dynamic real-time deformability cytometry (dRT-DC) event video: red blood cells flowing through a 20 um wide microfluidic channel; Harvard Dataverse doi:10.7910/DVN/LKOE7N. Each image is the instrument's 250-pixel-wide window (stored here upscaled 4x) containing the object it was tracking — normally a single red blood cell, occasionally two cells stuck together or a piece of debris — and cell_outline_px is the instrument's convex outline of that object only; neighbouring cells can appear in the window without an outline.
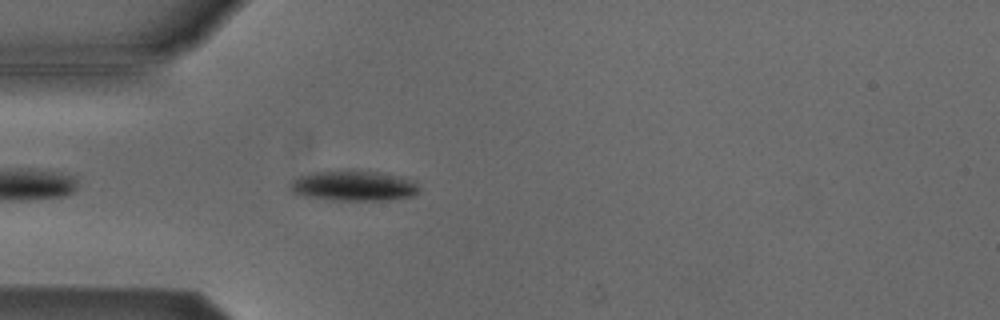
{"species": "Egyptian fruit bat (a non-hibernating species)", "species_latin": "Rousettus aegyptiacus", "temperature_condition": "cold", "stored_images_in_passage": 45, "camera_frame_rate_fps": 3000, "um_per_image_px": 0.085, "animal": {"sex": "male"}, "frame": {"image": 1, "passage_image": 7, "time_ms": 2.0, "image_size_px": [1000, 320], "cell_outline_px": [[416, 192], [412, 196], [388, 200], [332, 200], [304, 196], [292, 192], [288, 188], [288, 184], [292, 180], [300, 176], [312, 172], [348, 168], [352, 168], [380, 172], [408, 180], [416, 184]], "centroid_in_image_um": [29.93, 15.76], "position_along_channel_um": 55.1, "area_um2": 23.0}}
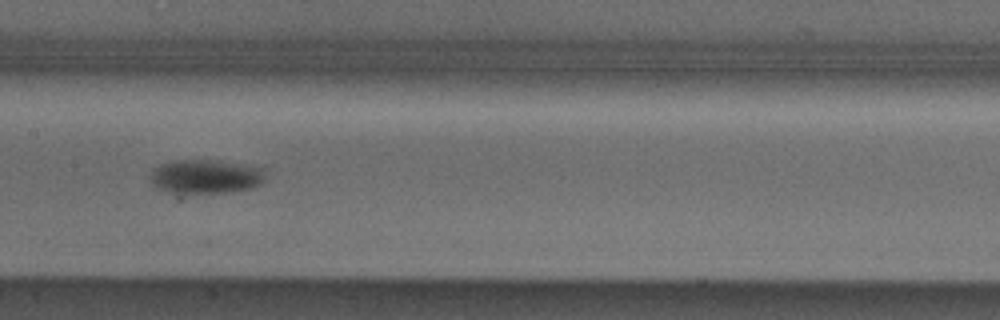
{"frame": {"image": 2, "passage_image": 18, "time_ms": 5.667, "image_size_px": [1000, 320], "cell_outline_px": [[264, 180], [260, 184], [252, 188], [228, 192], [168, 192], [156, 188], [152, 184], [148, 176], [152, 168], [160, 164], [172, 160], [216, 160], [264, 168]], "centroid_in_image_um": [17.42, 14.99], "position_along_channel_um": 190.0, "area_um2": 22.89}}
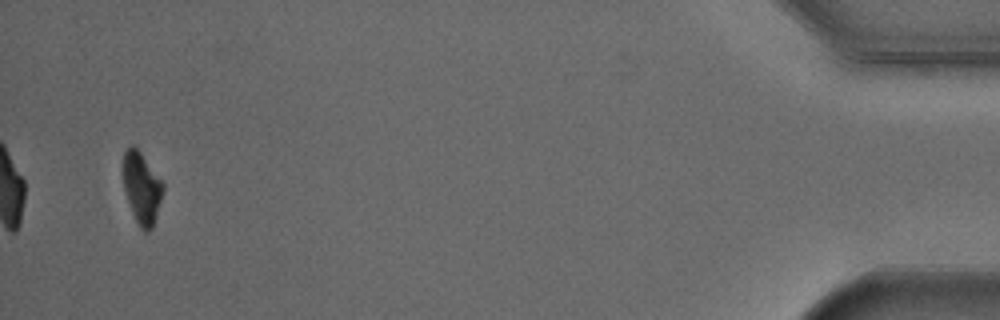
{"frame": {"image": 3, "passage_image": 43, "time_ms": 14.0, "image_size_px": [1000, 320], "cell_outline_px": [[164, 188], [152, 228], [148, 232], [144, 232], [140, 228], [132, 212], [124, 188], [124, 152], [132, 144], [140, 152], [164, 184]], "centroid_in_image_um": [12.05, 16.0], "position_along_channel_um": 423.1, "area_um2": 16.07}, "authors_computed_cell_mechanics": {"area_um2": 21.8484, "velocity_mm_per_s": 3.8443, "shape_relaxation_time_tau1_ms": 1.4291, "shape_relaxation_time_tau2_ms": null, "deformation_change_tau1": 0.0752, "deformation_change_tau2": null}}